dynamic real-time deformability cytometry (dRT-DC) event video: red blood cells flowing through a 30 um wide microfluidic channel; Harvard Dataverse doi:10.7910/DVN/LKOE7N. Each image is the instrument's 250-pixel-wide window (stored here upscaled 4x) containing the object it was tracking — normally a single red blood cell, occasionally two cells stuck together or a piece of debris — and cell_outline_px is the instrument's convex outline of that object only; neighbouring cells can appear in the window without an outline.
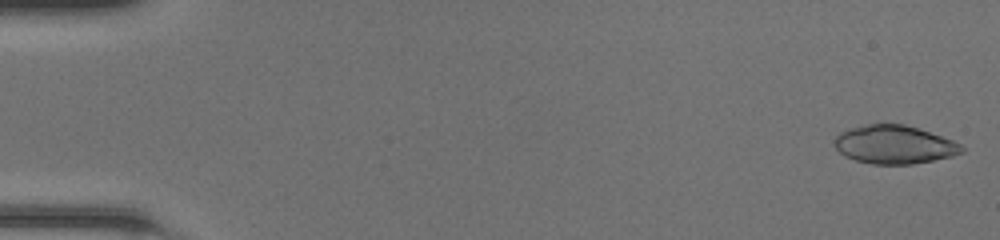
{"species": "common noctule bat (a hibernating species)", "species_latin": "Nyctalus noctula", "temperature_condition": "room temperature", "stored_images_in_passage": 48, "camera_frame_rate_fps": 3000, "um_per_image_px": 0.085, "animal": {"sex": "female", "body_mass_g": 20.0, "forearm_length_mm": 54.0}, "frame": {"image": 1, "passage_image": 1, "time_ms": 0.0, "image_size_px": [1000, 240], "cell_outline_px": [[964, 152], [952, 156], [912, 164], [872, 164], [856, 160], [844, 156], [832, 144], [836, 136], [840, 132], [848, 128], [868, 124], [904, 124], [952, 140], [960, 144], [964, 148]], "centroid_in_image_um": [75.97, 12.29], "position_along_channel_um": 9.0, "area_um2": 28.32}}
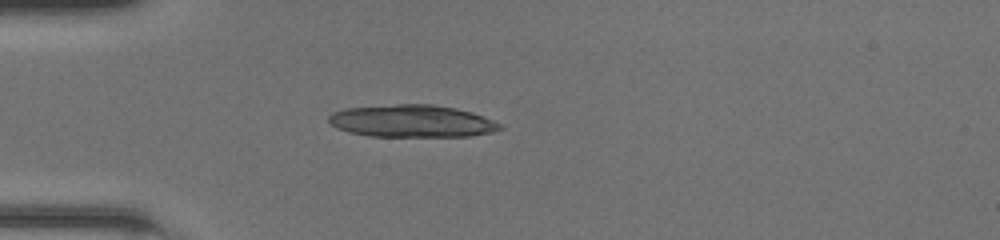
{"frame": {"image": 2, "passage_image": 14, "time_ms": 4.333, "image_size_px": [1000, 240], "cell_outline_px": [[504, 128], [492, 132], [468, 136], [368, 136], [348, 132], [336, 128], [328, 120], [328, 116], [332, 112], [344, 108], [396, 104], [432, 104], [456, 108], [472, 112], [492, 120], [500, 124]], "centroid_in_image_um": [34.98, 10.29], "position_along_channel_um": 50.0, "area_um2": 32.31}}